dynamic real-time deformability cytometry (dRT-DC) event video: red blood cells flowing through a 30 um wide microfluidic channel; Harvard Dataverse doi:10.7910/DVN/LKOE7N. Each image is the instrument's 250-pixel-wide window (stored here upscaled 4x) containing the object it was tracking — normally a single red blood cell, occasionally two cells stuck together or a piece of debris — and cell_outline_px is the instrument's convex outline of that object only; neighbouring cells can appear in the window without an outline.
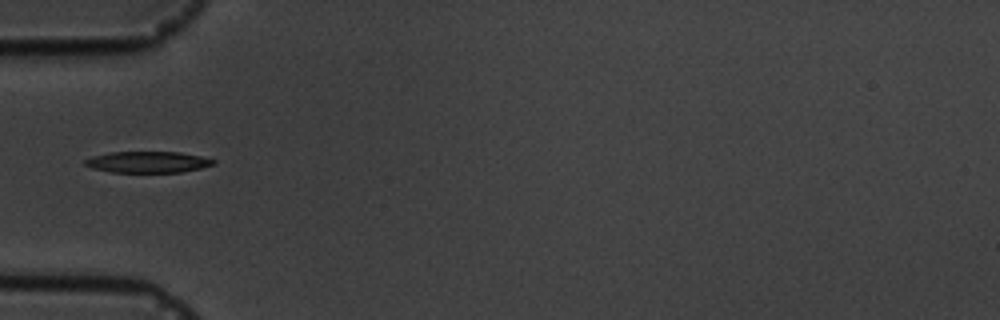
{"species": "common noctule bat (a hibernating species)", "species_latin": "Nyctalus noctula", "temperature_condition": "cold", "stored_images_in_passage": 12, "camera_frame_rate_fps": 3000, "um_per_image_px": 0.085, "animal": {"sex": "male", "body_mass_g": 19.5, "forearm_length_mm": 54.6}, "frame": {"image": 1, "passage_image": 2, "time_ms": 2.333, "image_size_px": [1000, 320], "cell_outline_px": [[216, 164], [200, 168], [180, 172], [112, 172], [92, 168], [84, 164], [84, 160], [92, 156], [108, 152], [180, 152], [200, 156], [216, 160]], "centroid_in_image_um": [12.56, 13.77], "position_along_channel_um": 72.4, "area_um2": 15.9}}
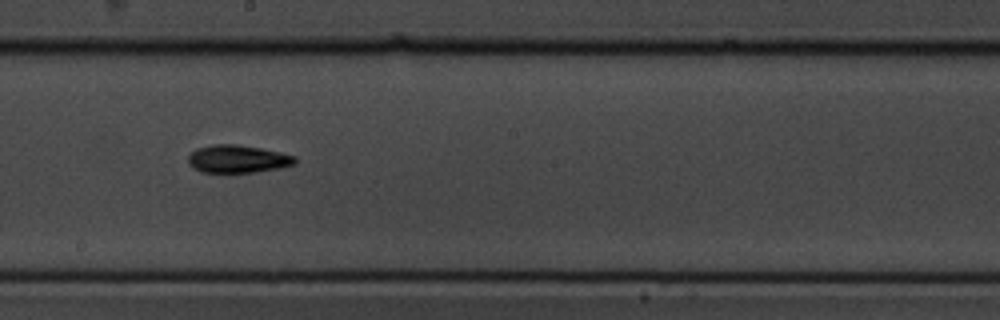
{"frame": {"image": 2, "passage_image": 6, "time_ms": 6.667, "image_size_px": [1000, 320], "cell_outline_px": [[296, 164], [280, 168], [256, 172], [200, 172], [192, 168], [188, 164], [188, 156], [196, 148], [212, 144], [236, 144], [260, 148], [280, 152], [296, 156]], "centroid_in_image_um": [20.19, 13.51], "position_along_channel_um": 228.0, "area_um2": 17.46}}
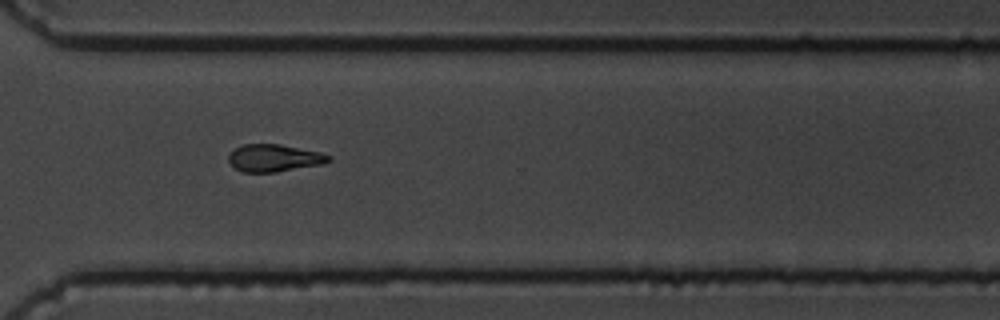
{"frame": {"image": 3, "passage_image": 9, "time_ms": 10.0, "image_size_px": [1000, 320], "cell_outline_px": [[332, 160], [324, 164], [276, 172], [244, 172], [236, 168], [228, 160], [228, 156], [236, 148], [244, 144], [280, 144], [320, 152], [332, 156]], "centroid_in_image_um": [23.35, 13.43], "position_along_channel_um": 347.2, "area_um2": 15.9}, "authors_computed_cell_mechanics": {"area_um2": 15.9817, "velocity_mm_per_s": 3.585, "shape_relaxation_time_tau1_ms": 3.8255, "shape_relaxation_time_tau2_ms": 3.3965, "deformation_change_tau1": 0.1149, "deformation_change_tau2": 0.0916}}